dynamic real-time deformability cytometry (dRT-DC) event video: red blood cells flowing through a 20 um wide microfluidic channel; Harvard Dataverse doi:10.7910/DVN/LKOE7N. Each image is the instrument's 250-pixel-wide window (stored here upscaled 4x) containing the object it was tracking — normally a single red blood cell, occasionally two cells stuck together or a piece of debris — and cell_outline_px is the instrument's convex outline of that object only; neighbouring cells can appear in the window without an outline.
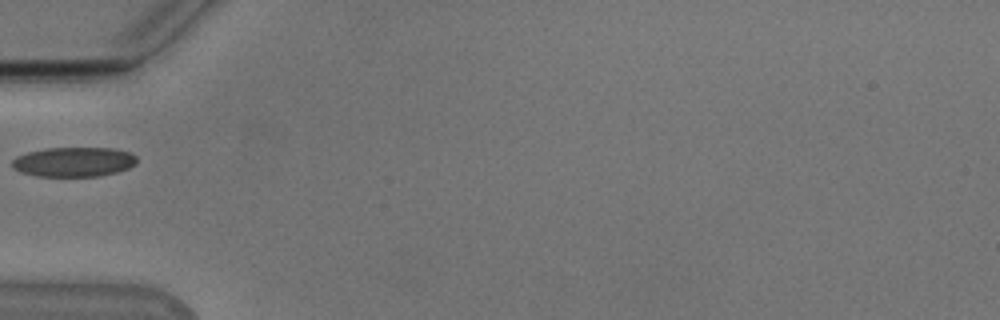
{"species": "Egyptian fruit bat (a non-hibernating species)", "species_latin": "Rousettus aegyptiacus", "temperature_condition": "cold", "stored_images_in_passage": 36, "camera_frame_rate_fps": 3000, "um_per_image_px": 0.085, "animal": {"sex": "male"}, "frame": {"image": 1, "passage_image": 1, "time_ms": 0.0, "image_size_px": [1000, 320], "cell_outline_px": [[136, 164], [128, 168], [116, 172], [100, 176], [36, 176], [20, 172], [12, 168], [12, 160], [16, 156], [28, 152], [44, 148], [112, 148], [132, 152], [136, 156]], "centroid_in_image_um": [6.26, 13.76], "position_along_channel_um": 78.7, "area_um2": 21.68}}
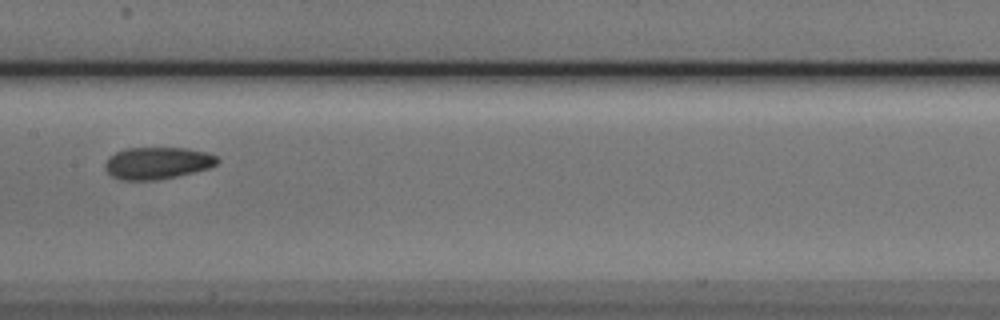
{"frame": {"image": 2, "passage_image": 10, "time_ms": 3.0, "image_size_px": [1000, 320], "cell_outline_px": [[220, 160], [216, 164], [208, 168], [176, 176], [152, 180], [120, 180], [112, 176], [104, 168], [104, 164], [108, 156], [124, 148], [188, 148], [208, 152], [216, 156]], "centroid_in_image_um": [13.35, 13.85], "position_along_channel_um": 194.1, "area_um2": 20.98}}
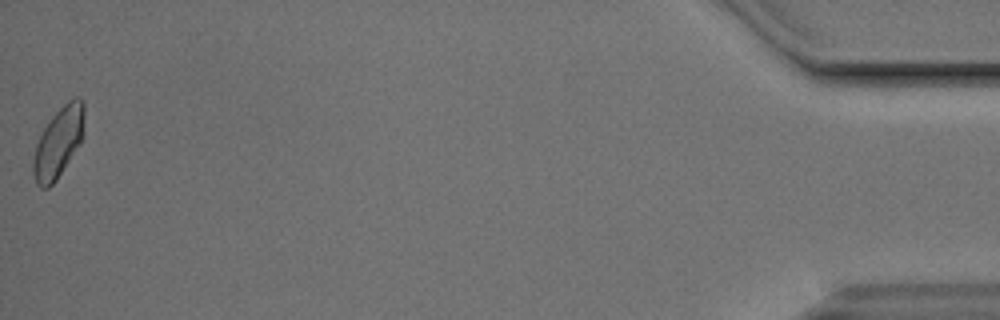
{"frame": {"image": 3, "passage_image": 36, "time_ms": 11.667, "image_size_px": [1000, 320], "cell_outline_px": [[84, 136], [80, 144], [56, 180], [48, 188], [40, 188], [36, 184], [32, 172], [32, 164], [36, 144], [44, 128], [52, 116], [68, 100], [76, 96], [80, 96], [84, 104]], "centroid_in_image_um": [4.98, 12.1], "position_along_channel_um": 430.2, "area_um2": 20.98}}